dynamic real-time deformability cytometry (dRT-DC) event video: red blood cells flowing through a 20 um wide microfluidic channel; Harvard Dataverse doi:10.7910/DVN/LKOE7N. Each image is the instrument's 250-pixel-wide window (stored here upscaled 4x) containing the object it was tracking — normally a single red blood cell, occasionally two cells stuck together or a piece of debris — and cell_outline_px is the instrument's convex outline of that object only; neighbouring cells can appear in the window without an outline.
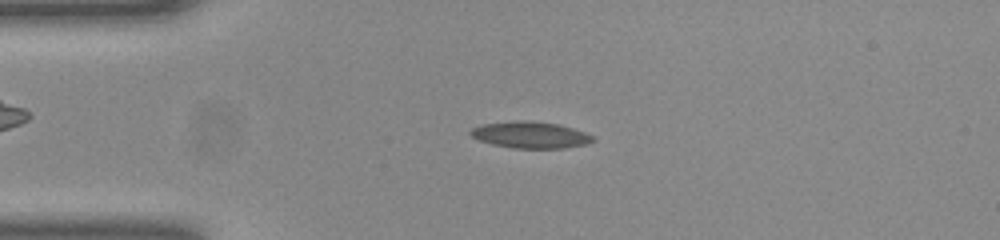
{"species": "common noctule bat (a hibernating species)", "species_latin": "Nyctalus noctula", "temperature_condition": "room temperature", "stored_images_in_passage": 50, "camera_frame_rate_fps": 3000, "um_per_image_px": 0.085, "animal": {"sex": "female", "body_mass_g": 23.0, "forearm_length_mm": 53.4}, "frame": {"image": 1, "passage_image": 11, "time_ms": 3.333, "image_size_px": [1000, 240], "cell_outline_px": [[596, 140], [588, 144], [564, 148], [512, 148], [492, 144], [480, 140], [472, 136], [468, 132], [472, 128], [480, 124], [520, 120], [528, 120], [560, 124], [584, 132], [592, 136]], "centroid_in_image_um": [45.08, 11.46], "position_along_channel_um": 39.9, "area_um2": 19.02}}
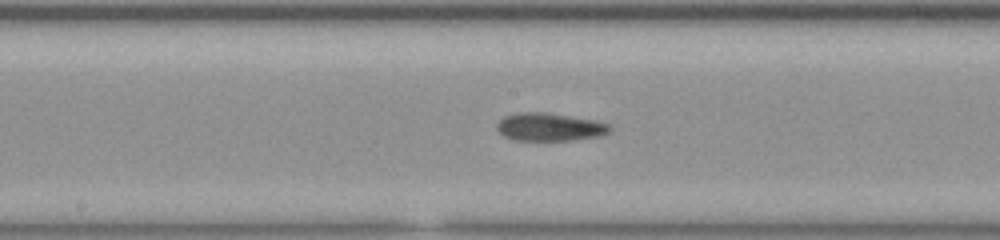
{"frame": {"image": 2, "passage_image": 25, "time_ms": 8.0, "image_size_px": [1000, 240], "cell_outline_px": [[612, 132], [600, 136], [572, 140], [516, 140], [504, 136], [496, 128], [496, 124], [504, 116], [520, 112], [548, 112], [596, 120], [608, 124], [612, 128]], "centroid_in_image_um": [46.75, 10.78], "position_along_channel_um": 201.4, "area_um2": 18.55}}
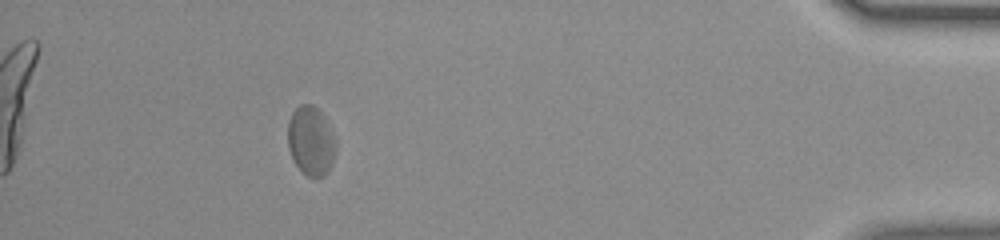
{"frame": {"image": 3, "passage_image": 45, "time_ms": 14.667, "image_size_px": [1000, 240], "cell_outline_px": [[336, 152], [332, 164], [328, 172], [324, 176], [308, 176], [296, 164], [288, 148], [288, 120], [292, 112], [300, 104], [312, 104], [324, 116], [336, 140]], "centroid_in_image_um": [26.44, 11.96], "position_along_channel_um": 408.8, "area_um2": 19.31}, "authors_computed_cell_mechanics": {"area_um2": 19.1318, "velocity_mm_per_s": 3.9991, "shape_relaxation_time_tau1_ms": null, "shape_relaxation_time_tau2_ms": 2.9849, "deformation_change_tau1": null, "deformation_change_tau2": 0.0869}}